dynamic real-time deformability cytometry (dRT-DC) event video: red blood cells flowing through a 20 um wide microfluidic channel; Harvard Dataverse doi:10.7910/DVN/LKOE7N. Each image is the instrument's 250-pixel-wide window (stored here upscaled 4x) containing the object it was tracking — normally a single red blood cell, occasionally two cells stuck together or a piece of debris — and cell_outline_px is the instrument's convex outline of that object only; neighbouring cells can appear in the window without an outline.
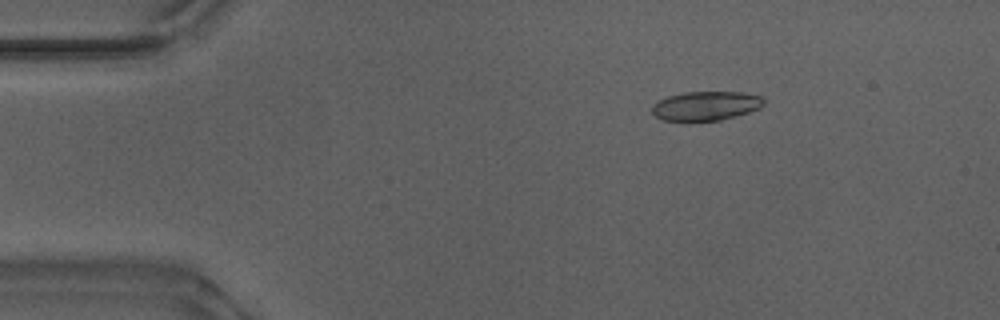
{"species": "Egyptian fruit bat (a non-hibernating species)", "species_latin": "Rousettus aegyptiacus", "temperature_condition": "warm", "stored_images_in_passage": 15, "camera_frame_rate_fps": 3000, "um_per_image_px": 0.085, "animal": {"sex": "male"}, "frame": {"image": 1, "passage_image": 7, "time_ms": 2.0, "image_size_px": [1000, 320], "cell_outline_px": [[764, 104], [760, 108], [748, 112], [720, 120], [688, 124], [660, 120], [652, 112], [652, 104], [668, 96], [684, 92], [744, 92], [760, 96], [764, 100]], "centroid_in_image_um": [59.93, 9.04], "position_along_channel_um": 25.1, "area_um2": 19.65}}